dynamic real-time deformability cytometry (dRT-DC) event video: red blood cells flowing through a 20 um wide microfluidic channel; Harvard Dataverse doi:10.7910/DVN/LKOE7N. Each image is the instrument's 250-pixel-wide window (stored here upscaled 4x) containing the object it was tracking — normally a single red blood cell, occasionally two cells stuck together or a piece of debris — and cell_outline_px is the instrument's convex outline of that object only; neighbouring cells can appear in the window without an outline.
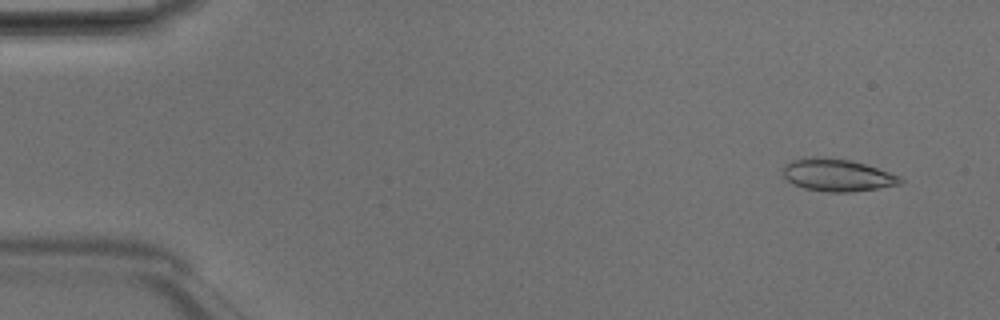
{"species": "Egyptian fruit bat (a non-hibernating species)", "species_latin": "Rousettus aegyptiacus", "temperature_condition": "room temperature", "stored_images_in_passage": 48, "camera_frame_rate_fps": 3000, "um_per_image_px": 0.085, "animal": {"sex": "male"}, "frame": {"image": 1, "passage_image": 3, "time_ms": 0.667, "image_size_px": [1000, 320], "cell_outline_px": [[904, 180], [900, 184], [852, 192], [828, 192], [804, 188], [792, 184], [784, 176], [784, 164], [792, 160], [812, 156], [816, 156], [852, 160], [900, 176]], "centroid_in_image_um": [71.14, 14.88], "position_along_channel_um": 13.9, "area_um2": 22.02}}
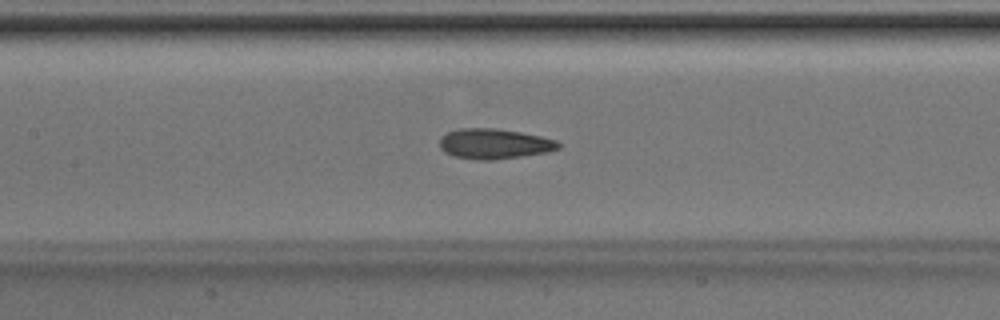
{"frame": {"image": 2, "passage_image": 22, "time_ms": 7.0, "image_size_px": [1000, 320], "cell_outline_px": [[564, 144], [560, 148], [548, 152], [492, 160], [476, 160], [452, 156], [444, 152], [440, 148], [440, 140], [448, 132], [460, 128], [496, 128], [520, 132], [540, 136], [556, 140]], "centroid_in_image_um": [42.03, 12.23], "position_along_channel_um": 165.4, "area_um2": 20.98}}
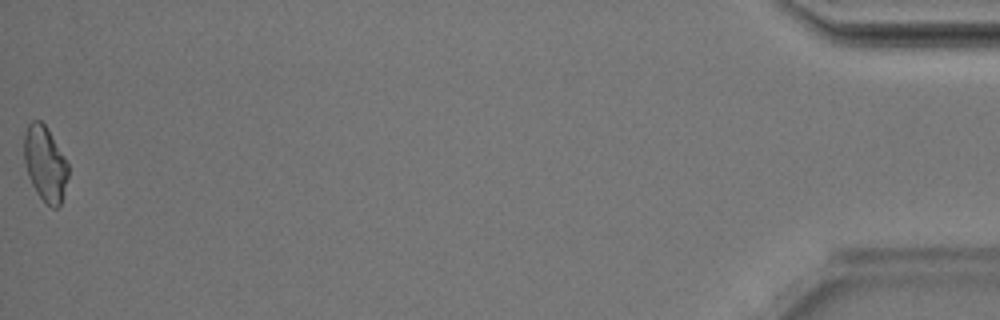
{"frame": {"image": 3, "passage_image": 48, "time_ms": 15.667, "image_size_px": [1000, 320], "cell_outline_px": [[68, 176], [60, 204], [56, 208], [52, 208], [36, 192], [28, 176], [24, 160], [24, 136], [28, 124], [32, 120], [40, 120], [44, 124], [64, 156], [68, 164]], "centroid_in_image_um": [3.82, 13.9], "position_along_channel_um": 431.4, "area_um2": 18.96}, "authors_computed_cell_mechanics": {"area_um2": 20.3456, "velocity_mm_per_s": 4.1996, "shape_relaxation_time_tau1_ms": 4.6329, "shape_relaxation_time_tau2_ms": 2.5228, "deformation_change_tau1": 0.1258, "deformation_change_tau2": 0.1034}}